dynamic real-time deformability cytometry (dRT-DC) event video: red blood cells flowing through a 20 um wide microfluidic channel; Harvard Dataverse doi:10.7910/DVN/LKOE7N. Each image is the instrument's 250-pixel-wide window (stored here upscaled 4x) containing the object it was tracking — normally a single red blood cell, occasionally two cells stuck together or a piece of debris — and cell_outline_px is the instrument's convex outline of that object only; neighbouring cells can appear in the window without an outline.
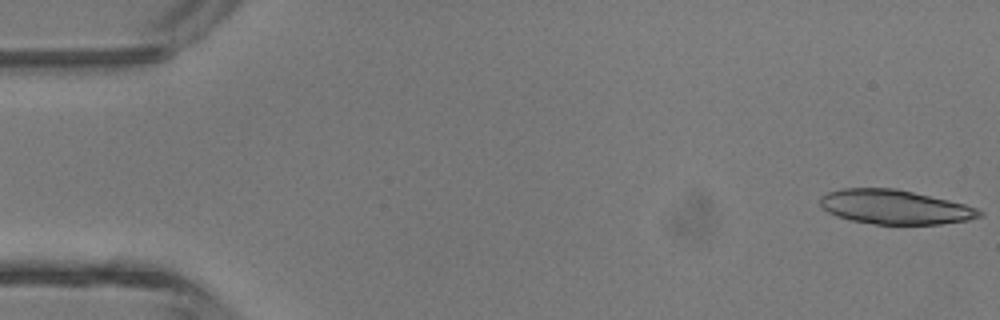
{"species": "common noctule bat (a hibernating species)", "species_latin": "Nyctalus noctula", "temperature_condition": "room temperature", "stored_images_in_passage": 5, "camera_frame_rate_fps": 3000, "um_per_image_px": 0.085, "animal": {"sex": "male", "body_mass_g": 13.3}, "frame": {"image": 1, "passage_image": 1, "time_ms": 0.0, "image_size_px": [1000, 320], "cell_outline_px": [[984, 216], [968, 220], [940, 224], [876, 224], [852, 220], [836, 216], [828, 212], [820, 204], [820, 196], [828, 192], [840, 188], [896, 188], [948, 200], [964, 204], [976, 208], [984, 212]], "centroid_in_image_um": [76.07, 17.59], "position_along_channel_um": 8.9, "area_um2": 31.79}}
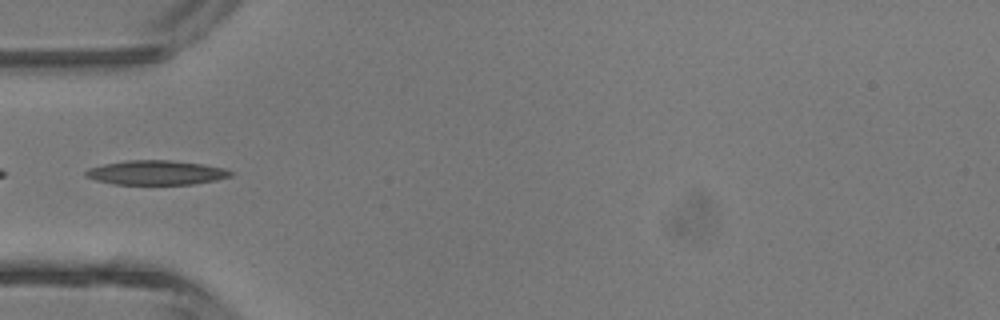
{"frame": {"image": 2, "passage_image": 5, "time_ms": 4.667, "image_size_px": [1000, 320], "cell_outline_px": [[232, 176], [216, 180], [192, 184], [112, 184], [96, 180], [84, 176], [84, 172], [88, 168], [104, 164], [128, 160], [168, 160], [200, 164], [224, 168], [232, 172]], "centroid_in_image_um": [13.23, 14.67], "position_along_channel_um": 71.8, "area_um2": 20.46}}